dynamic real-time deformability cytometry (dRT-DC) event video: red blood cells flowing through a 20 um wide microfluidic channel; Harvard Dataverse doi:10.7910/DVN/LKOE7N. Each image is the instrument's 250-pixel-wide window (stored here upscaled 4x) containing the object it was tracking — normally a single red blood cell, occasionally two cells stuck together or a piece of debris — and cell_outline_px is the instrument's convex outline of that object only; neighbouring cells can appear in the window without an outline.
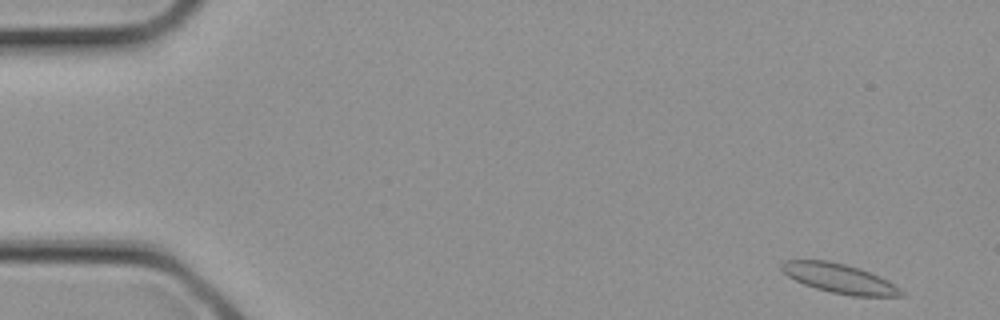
{"species": "common noctule bat (a hibernating species)", "species_latin": "Nyctalus noctula", "temperature_condition": "cold", "stored_images_in_passage": 4, "camera_frame_rate_fps": 3000, "um_per_image_px": 0.085, "animal": {"sex": "female", "body_mass_g": 21.9}, "frame": {"image": 1, "passage_image": 1, "time_ms": 0.0, "image_size_px": [1000, 320], "cell_outline_px": [[904, 296], [852, 296], [832, 292], [816, 288], [804, 284], [788, 276], [780, 268], [780, 264], [784, 260], [828, 260], [860, 268], [888, 280], [904, 292]], "centroid_in_image_um": [71.34, 23.66], "position_along_channel_um": 13.7, "area_um2": 20.35}}
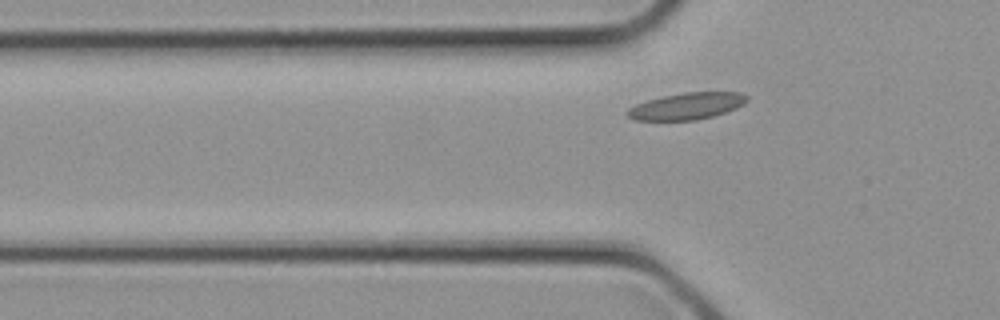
{"frame": {"image": 2, "passage_image": 4, "time_ms": 1.0, "image_size_px": [1000, 320], "cell_outline_px": [[748, 100], [744, 104], [736, 108], [712, 116], [696, 120], [636, 120], [628, 116], [624, 112], [628, 108], [636, 104], [648, 100], [664, 96], [684, 92], [740, 92], [748, 96]], "centroid_in_image_um": [58.37, 9.01], "position_along_channel_um": 67.4, "area_um2": 18.55}}